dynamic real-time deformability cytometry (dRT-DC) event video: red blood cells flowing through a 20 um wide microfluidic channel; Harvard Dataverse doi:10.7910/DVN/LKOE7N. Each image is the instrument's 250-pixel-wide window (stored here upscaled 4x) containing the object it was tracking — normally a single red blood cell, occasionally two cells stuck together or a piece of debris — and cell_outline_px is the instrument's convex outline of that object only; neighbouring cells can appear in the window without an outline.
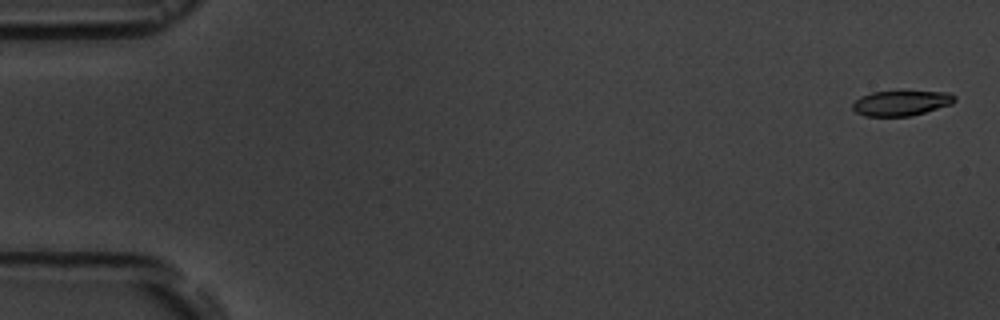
{"species": "common noctule bat (a hibernating species)", "species_latin": "Nyctalus noctula", "temperature_condition": "room temperature", "stored_images_in_passage": 6, "camera_frame_rate_fps": 3000, "um_per_image_px": 0.085, "animal": {"sex": "male", "body_mass_g": 19.5, "forearm_length_mm": 54.6}, "frame": {"image": 1, "passage_image": 1, "time_ms": 0.0, "image_size_px": [1000, 320], "cell_outline_px": [[956, 100], [952, 104], [912, 116], [864, 116], [856, 112], [852, 108], [852, 104], [860, 96], [872, 92], [948, 92], [956, 96]], "centroid_in_image_um": [76.6, 8.77], "position_along_channel_um": 8.4, "area_um2": 14.85}}
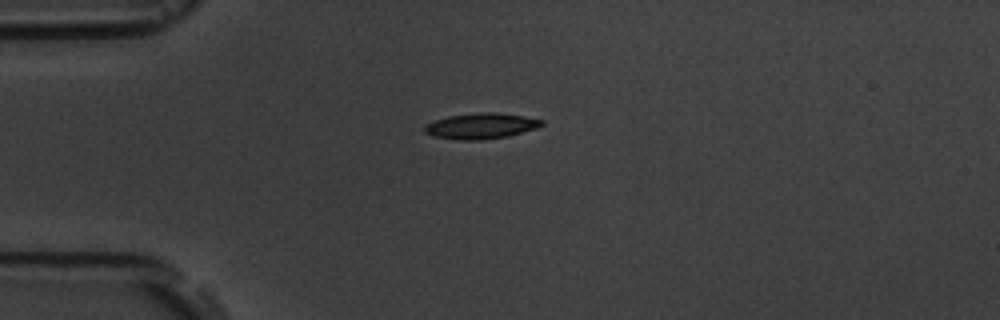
{"frame": {"image": 2, "passage_image": 4, "time_ms": 4.333, "image_size_px": [1000, 320], "cell_outline_px": [[544, 124], [536, 128], [508, 136], [480, 140], [460, 140], [432, 136], [424, 132], [424, 128], [428, 124], [436, 120], [448, 116], [476, 112], [496, 112], [524, 116], [544, 120]], "centroid_in_image_um": [40.9, 10.7], "position_along_channel_um": 44.1, "area_um2": 17.51}}
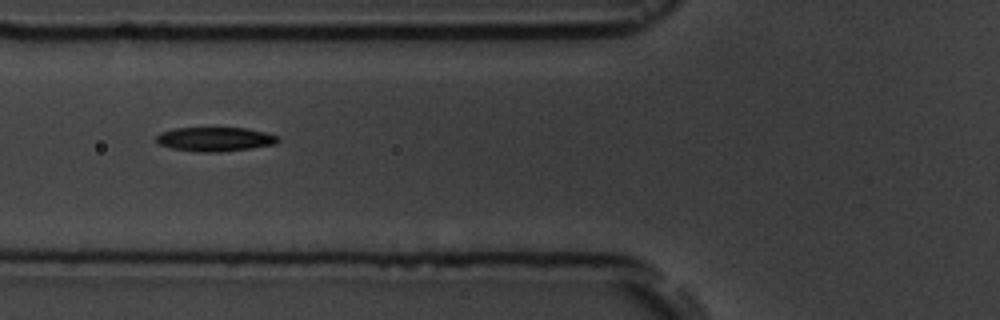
{"frame": {"image": 3, "passage_image": 6, "time_ms": 6.667, "image_size_px": [1000, 320], "cell_outline_px": [[280, 140], [276, 144], [252, 148], [220, 152], [196, 152], [172, 148], [160, 144], [156, 140], [156, 136], [160, 132], [176, 128], [244, 128], [264, 132], [276, 136]], "centroid_in_image_um": [18.27, 11.84], "position_along_channel_um": 107.5, "area_um2": 17.05}}